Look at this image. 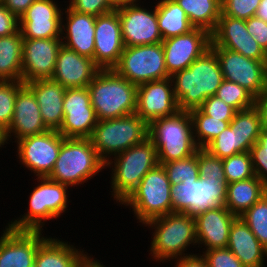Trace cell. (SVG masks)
<instances>
[{
	"instance_id": "6da1fadb",
	"label": "cell",
	"mask_w": 267,
	"mask_h": 267,
	"mask_svg": "<svg viewBox=\"0 0 267 267\" xmlns=\"http://www.w3.org/2000/svg\"><path fill=\"white\" fill-rule=\"evenodd\" d=\"M179 111L198 109L210 96L216 94L223 78L218 58L210 47L188 68L171 77Z\"/></svg>"
},
{
	"instance_id": "7a4b0ae2",
	"label": "cell",
	"mask_w": 267,
	"mask_h": 267,
	"mask_svg": "<svg viewBox=\"0 0 267 267\" xmlns=\"http://www.w3.org/2000/svg\"><path fill=\"white\" fill-rule=\"evenodd\" d=\"M144 226L153 233L149 248L153 261L165 263L194 254L185 253L188 247L197 246L194 215L174 212L151 219Z\"/></svg>"
},
{
	"instance_id": "3957f363",
	"label": "cell",
	"mask_w": 267,
	"mask_h": 267,
	"mask_svg": "<svg viewBox=\"0 0 267 267\" xmlns=\"http://www.w3.org/2000/svg\"><path fill=\"white\" fill-rule=\"evenodd\" d=\"M87 88L98 121L136 112L138 86L113 69L100 70Z\"/></svg>"
},
{
	"instance_id": "277c9868",
	"label": "cell",
	"mask_w": 267,
	"mask_h": 267,
	"mask_svg": "<svg viewBox=\"0 0 267 267\" xmlns=\"http://www.w3.org/2000/svg\"><path fill=\"white\" fill-rule=\"evenodd\" d=\"M159 164L154 143L146 138L112 157L105 167L111 169V197L119 205L133 192L144 175Z\"/></svg>"
},
{
	"instance_id": "5b68a950",
	"label": "cell",
	"mask_w": 267,
	"mask_h": 267,
	"mask_svg": "<svg viewBox=\"0 0 267 267\" xmlns=\"http://www.w3.org/2000/svg\"><path fill=\"white\" fill-rule=\"evenodd\" d=\"M29 195L27 212L6 225L14 230L43 231L47 220H56L68 210L69 186L49 177H37ZM63 213V214H62Z\"/></svg>"
},
{
	"instance_id": "8992f818",
	"label": "cell",
	"mask_w": 267,
	"mask_h": 267,
	"mask_svg": "<svg viewBox=\"0 0 267 267\" xmlns=\"http://www.w3.org/2000/svg\"><path fill=\"white\" fill-rule=\"evenodd\" d=\"M89 138H64L49 178L77 188L106 169Z\"/></svg>"
},
{
	"instance_id": "52a82bcc",
	"label": "cell",
	"mask_w": 267,
	"mask_h": 267,
	"mask_svg": "<svg viewBox=\"0 0 267 267\" xmlns=\"http://www.w3.org/2000/svg\"><path fill=\"white\" fill-rule=\"evenodd\" d=\"M148 138L155 145L161 165L185 159L199 149L193 137L191 116L186 111L152 120L148 124Z\"/></svg>"
},
{
	"instance_id": "ba28073f",
	"label": "cell",
	"mask_w": 267,
	"mask_h": 267,
	"mask_svg": "<svg viewBox=\"0 0 267 267\" xmlns=\"http://www.w3.org/2000/svg\"><path fill=\"white\" fill-rule=\"evenodd\" d=\"M171 183L161 164L149 170L133 192L120 204L132 208L137 223L174 213Z\"/></svg>"
},
{
	"instance_id": "9c48e42d",
	"label": "cell",
	"mask_w": 267,
	"mask_h": 267,
	"mask_svg": "<svg viewBox=\"0 0 267 267\" xmlns=\"http://www.w3.org/2000/svg\"><path fill=\"white\" fill-rule=\"evenodd\" d=\"M148 138V124L136 113L98 121L90 136L92 146L107 163L115 155Z\"/></svg>"
},
{
	"instance_id": "30bf717a",
	"label": "cell",
	"mask_w": 267,
	"mask_h": 267,
	"mask_svg": "<svg viewBox=\"0 0 267 267\" xmlns=\"http://www.w3.org/2000/svg\"><path fill=\"white\" fill-rule=\"evenodd\" d=\"M113 70L136 86L170 77L162 43L125 47Z\"/></svg>"
},
{
	"instance_id": "8fae6325",
	"label": "cell",
	"mask_w": 267,
	"mask_h": 267,
	"mask_svg": "<svg viewBox=\"0 0 267 267\" xmlns=\"http://www.w3.org/2000/svg\"><path fill=\"white\" fill-rule=\"evenodd\" d=\"M227 195L226 180L199 178L197 181L182 182L171 190L174 212L195 215L196 213L224 205Z\"/></svg>"
},
{
	"instance_id": "7c38bea8",
	"label": "cell",
	"mask_w": 267,
	"mask_h": 267,
	"mask_svg": "<svg viewBox=\"0 0 267 267\" xmlns=\"http://www.w3.org/2000/svg\"><path fill=\"white\" fill-rule=\"evenodd\" d=\"M15 143L16 156L21 167H25L37 177H49L59 156L63 136L57 130H48L22 138Z\"/></svg>"
},
{
	"instance_id": "4fadbf2b",
	"label": "cell",
	"mask_w": 267,
	"mask_h": 267,
	"mask_svg": "<svg viewBox=\"0 0 267 267\" xmlns=\"http://www.w3.org/2000/svg\"><path fill=\"white\" fill-rule=\"evenodd\" d=\"M210 47L218 58L225 80L239 84L255 98L267 92L266 60H253L229 49Z\"/></svg>"
},
{
	"instance_id": "5bb4252c",
	"label": "cell",
	"mask_w": 267,
	"mask_h": 267,
	"mask_svg": "<svg viewBox=\"0 0 267 267\" xmlns=\"http://www.w3.org/2000/svg\"><path fill=\"white\" fill-rule=\"evenodd\" d=\"M141 4L117 7L125 47L162 43L159 32L156 5L153 9Z\"/></svg>"
},
{
	"instance_id": "9a60e30c",
	"label": "cell",
	"mask_w": 267,
	"mask_h": 267,
	"mask_svg": "<svg viewBox=\"0 0 267 267\" xmlns=\"http://www.w3.org/2000/svg\"><path fill=\"white\" fill-rule=\"evenodd\" d=\"M63 111V122L57 131L64 138H90L98 120L88 88H67Z\"/></svg>"
},
{
	"instance_id": "2e32d148",
	"label": "cell",
	"mask_w": 267,
	"mask_h": 267,
	"mask_svg": "<svg viewBox=\"0 0 267 267\" xmlns=\"http://www.w3.org/2000/svg\"><path fill=\"white\" fill-rule=\"evenodd\" d=\"M211 34L202 28L162 41L165 66L171 77L182 71L210 48Z\"/></svg>"
},
{
	"instance_id": "e0dca14e",
	"label": "cell",
	"mask_w": 267,
	"mask_h": 267,
	"mask_svg": "<svg viewBox=\"0 0 267 267\" xmlns=\"http://www.w3.org/2000/svg\"><path fill=\"white\" fill-rule=\"evenodd\" d=\"M61 38H23L22 82L52 79Z\"/></svg>"
},
{
	"instance_id": "ac0fdd59",
	"label": "cell",
	"mask_w": 267,
	"mask_h": 267,
	"mask_svg": "<svg viewBox=\"0 0 267 267\" xmlns=\"http://www.w3.org/2000/svg\"><path fill=\"white\" fill-rule=\"evenodd\" d=\"M3 232V233H2ZM0 235V267H34L42 231L14 230L5 226Z\"/></svg>"
},
{
	"instance_id": "d6986e66",
	"label": "cell",
	"mask_w": 267,
	"mask_h": 267,
	"mask_svg": "<svg viewBox=\"0 0 267 267\" xmlns=\"http://www.w3.org/2000/svg\"><path fill=\"white\" fill-rule=\"evenodd\" d=\"M178 111L170 77L138 86L135 113L147 124L156 118L172 116Z\"/></svg>"
},
{
	"instance_id": "ffe728a7",
	"label": "cell",
	"mask_w": 267,
	"mask_h": 267,
	"mask_svg": "<svg viewBox=\"0 0 267 267\" xmlns=\"http://www.w3.org/2000/svg\"><path fill=\"white\" fill-rule=\"evenodd\" d=\"M63 10L55 0H35L19 19L22 37L61 38Z\"/></svg>"
},
{
	"instance_id": "44dd1931",
	"label": "cell",
	"mask_w": 267,
	"mask_h": 267,
	"mask_svg": "<svg viewBox=\"0 0 267 267\" xmlns=\"http://www.w3.org/2000/svg\"><path fill=\"white\" fill-rule=\"evenodd\" d=\"M94 62L101 70L113 69L125 48L117 10L96 16Z\"/></svg>"
},
{
	"instance_id": "7402d4cb",
	"label": "cell",
	"mask_w": 267,
	"mask_h": 267,
	"mask_svg": "<svg viewBox=\"0 0 267 267\" xmlns=\"http://www.w3.org/2000/svg\"><path fill=\"white\" fill-rule=\"evenodd\" d=\"M210 46L229 49L253 60L267 59V53L248 33L245 20L224 16L222 13L211 33Z\"/></svg>"
},
{
	"instance_id": "603a6c76",
	"label": "cell",
	"mask_w": 267,
	"mask_h": 267,
	"mask_svg": "<svg viewBox=\"0 0 267 267\" xmlns=\"http://www.w3.org/2000/svg\"><path fill=\"white\" fill-rule=\"evenodd\" d=\"M194 216L198 248L204 246L202 250L206 251L227 247L230 228L237 216L224 205L200 211Z\"/></svg>"
},
{
	"instance_id": "cb8c5ba5",
	"label": "cell",
	"mask_w": 267,
	"mask_h": 267,
	"mask_svg": "<svg viewBox=\"0 0 267 267\" xmlns=\"http://www.w3.org/2000/svg\"><path fill=\"white\" fill-rule=\"evenodd\" d=\"M66 7L62 13V45L94 61L96 16Z\"/></svg>"
},
{
	"instance_id": "d4e9b609",
	"label": "cell",
	"mask_w": 267,
	"mask_h": 267,
	"mask_svg": "<svg viewBox=\"0 0 267 267\" xmlns=\"http://www.w3.org/2000/svg\"><path fill=\"white\" fill-rule=\"evenodd\" d=\"M33 92L24 85L15 98L14 114L9 129L5 132L7 144L22 138L47 132ZM14 136V138L12 137ZM15 141H11L13 139Z\"/></svg>"
},
{
	"instance_id": "484cf974",
	"label": "cell",
	"mask_w": 267,
	"mask_h": 267,
	"mask_svg": "<svg viewBox=\"0 0 267 267\" xmlns=\"http://www.w3.org/2000/svg\"><path fill=\"white\" fill-rule=\"evenodd\" d=\"M101 69L95 62L62 45L57 54L52 80L64 88H83Z\"/></svg>"
},
{
	"instance_id": "4316f807",
	"label": "cell",
	"mask_w": 267,
	"mask_h": 267,
	"mask_svg": "<svg viewBox=\"0 0 267 267\" xmlns=\"http://www.w3.org/2000/svg\"><path fill=\"white\" fill-rule=\"evenodd\" d=\"M33 92L43 123L49 130H58L63 122V100L66 88L52 79L25 83Z\"/></svg>"
},
{
	"instance_id": "83f0119b",
	"label": "cell",
	"mask_w": 267,
	"mask_h": 267,
	"mask_svg": "<svg viewBox=\"0 0 267 267\" xmlns=\"http://www.w3.org/2000/svg\"><path fill=\"white\" fill-rule=\"evenodd\" d=\"M227 248L244 267H266L267 249L240 217H237L231 225Z\"/></svg>"
},
{
	"instance_id": "f1b7e54d",
	"label": "cell",
	"mask_w": 267,
	"mask_h": 267,
	"mask_svg": "<svg viewBox=\"0 0 267 267\" xmlns=\"http://www.w3.org/2000/svg\"><path fill=\"white\" fill-rule=\"evenodd\" d=\"M68 242L48 236L37 249L34 267H79L88 252Z\"/></svg>"
},
{
	"instance_id": "f546056e",
	"label": "cell",
	"mask_w": 267,
	"mask_h": 267,
	"mask_svg": "<svg viewBox=\"0 0 267 267\" xmlns=\"http://www.w3.org/2000/svg\"><path fill=\"white\" fill-rule=\"evenodd\" d=\"M263 195L265 185L257 177L227 184V195L224 206L235 216L240 217L251 208Z\"/></svg>"
},
{
	"instance_id": "4dcf8cb0",
	"label": "cell",
	"mask_w": 267,
	"mask_h": 267,
	"mask_svg": "<svg viewBox=\"0 0 267 267\" xmlns=\"http://www.w3.org/2000/svg\"><path fill=\"white\" fill-rule=\"evenodd\" d=\"M154 4L159 32L163 40L189 33L195 28L175 0H159Z\"/></svg>"
},
{
	"instance_id": "1f68e13d",
	"label": "cell",
	"mask_w": 267,
	"mask_h": 267,
	"mask_svg": "<svg viewBox=\"0 0 267 267\" xmlns=\"http://www.w3.org/2000/svg\"><path fill=\"white\" fill-rule=\"evenodd\" d=\"M22 49L20 30L0 37V80L22 81Z\"/></svg>"
},
{
	"instance_id": "d6a6232c",
	"label": "cell",
	"mask_w": 267,
	"mask_h": 267,
	"mask_svg": "<svg viewBox=\"0 0 267 267\" xmlns=\"http://www.w3.org/2000/svg\"><path fill=\"white\" fill-rule=\"evenodd\" d=\"M195 28L215 30L221 16V0H175Z\"/></svg>"
},
{
	"instance_id": "836d02e7",
	"label": "cell",
	"mask_w": 267,
	"mask_h": 267,
	"mask_svg": "<svg viewBox=\"0 0 267 267\" xmlns=\"http://www.w3.org/2000/svg\"><path fill=\"white\" fill-rule=\"evenodd\" d=\"M229 125L240 135L242 153L249 152L261 134L262 121L260 112L255 105L244 110L236 111Z\"/></svg>"
},
{
	"instance_id": "e575fe53",
	"label": "cell",
	"mask_w": 267,
	"mask_h": 267,
	"mask_svg": "<svg viewBox=\"0 0 267 267\" xmlns=\"http://www.w3.org/2000/svg\"><path fill=\"white\" fill-rule=\"evenodd\" d=\"M193 137L198 148H205L231 121H221L204 114L199 108L189 111Z\"/></svg>"
},
{
	"instance_id": "d590c367",
	"label": "cell",
	"mask_w": 267,
	"mask_h": 267,
	"mask_svg": "<svg viewBox=\"0 0 267 267\" xmlns=\"http://www.w3.org/2000/svg\"><path fill=\"white\" fill-rule=\"evenodd\" d=\"M162 166L166 170L172 187L182 182L197 181L199 179L198 150L185 159L165 162Z\"/></svg>"
},
{
	"instance_id": "8d00e7d4",
	"label": "cell",
	"mask_w": 267,
	"mask_h": 267,
	"mask_svg": "<svg viewBox=\"0 0 267 267\" xmlns=\"http://www.w3.org/2000/svg\"><path fill=\"white\" fill-rule=\"evenodd\" d=\"M240 218L248 225L259 242L267 249V197L263 195Z\"/></svg>"
},
{
	"instance_id": "74e56055",
	"label": "cell",
	"mask_w": 267,
	"mask_h": 267,
	"mask_svg": "<svg viewBox=\"0 0 267 267\" xmlns=\"http://www.w3.org/2000/svg\"><path fill=\"white\" fill-rule=\"evenodd\" d=\"M227 105L233 107L236 111L244 110L255 105V97L244 87L235 82L223 80L215 94Z\"/></svg>"
},
{
	"instance_id": "f35d334b",
	"label": "cell",
	"mask_w": 267,
	"mask_h": 267,
	"mask_svg": "<svg viewBox=\"0 0 267 267\" xmlns=\"http://www.w3.org/2000/svg\"><path fill=\"white\" fill-rule=\"evenodd\" d=\"M226 183L230 184L255 176L250 152H243L222 159Z\"/></svg>"
},
{
	"instance_id": "ab89813d",
	"label": "cell",
	"mask_w": 267,
	"mask_h": 267,
	"mask_svg": "<svg viewBox=\"0 0 267 267\" xmlns=\"http://www.w3.org/2000/svg\"><path fill=\"white\" fill-rule=\"evenodd\" d=\"M211 155L224 159L232 155L242 153L240 135L230 125L226 127L205 148Z\"/></svg>"
},
{
	"instance_id": "60d3db41",
	"label": "cell",
	"mask_w": 267,
	"mask_h": 267,
	"mask_svg": "<svg viewBox=\"0 0 267 267\" xmlns=\"http://www.w3.org/2000/svg\"><path fill=\"white\" fill-rule=\"evenodd\" d=\"M25 84L22 81L0 80V128L6 132L13 118L15 98Z\"/></svg>"
},
{
	"instance_id": "b9f144b4",
	"label": "cell",
	"mask_w": 267,
	"mask_h": 267,
	"mask_svg": "<svg viewBox=\"0 0 267 267\" xmlns=\"http://www.w3.org/2000/svg\"><path fill=\"white\" fill-rule=\"evenodd\" d=\"M249 152L255 176L267 185V127H262L257 142Z\"/></svg>"
},
{
	"instance_id": "7bdbcfd3",
	"label": "cell",
	"mask_w": 267,
	"mask_h": 267,
	"mask_svg": "<svg viewBox=\"0 0 267 267\" xmlns=\"http://www.w3.org/2000/svg\"><path fill=\"white\" fill-rule=\"evenodd\" d=\"M198 171L199 178L226 180L222 159L211 155L204 148L198 149Z\"/></svg>"
},
{
	"instance_id": "ee69618b",
	"label": "cell",
	"mask_w": 267,
	"mask_h": 267,
	"mask_svg": "<svg viewBox=\"0 0 267 267\" xmlns=\"http://www.w3.org/2000/svg\"><path fill=\"white\" fill-rule=\"evenodd\" d=\"M261 0H221V13L224 16L247 20L255 16Z\"/></svg>"
},
{
	"instance_id": "f6af8a7d",
	"label": "cell",
	"mask_w": 267,
	"mask_h": 267,
	"mask_svg": "<svg viewBox=\"0 0 267 267\" xmlns=\"http://www.w3.org/2000/svg\"><path fill=\"white\" fill-rule=\"evenodd\" d=\"M69 7L79 13L99 16L117 9L114 0H69Z\"/></svg>"
},
{
	"instance_id": "bcb514c9",
	"label": "cell",
	"mask_w": 267,
	"mask_h": 267,
	"mask_svg": "<svg viewBox=\"0 0 267 267\" xmlns=\"http://www.w3.org/2000/svg\"><path fill=\"white\" fill-rule=\"evenodd\" d=\"M199 109L206 115L221 121H232L236 110L213 95L204 100Z\"/></svg>"
},
{
	"instance_id": "7dc6e473",
	"label": "cell",
	"mask_w": 267,
	"mask_h": 267,
	"mask_svg": "<svg viewBox=\"0 0 267 267\" xmlns=\"http://www.w3.org/2000/svg\"><path fill=\"white\" fill-rule=\"evenodd\" d=\"M208 267H244L242 262L226 248L202 251Z\"/></svg>"
},
{
	"instance_id": "c3c4849f",
	"label": "cell",
	"mask_w": 267,
	"mask_h": 267,
	"mask_svg": "<svg viewBox=\"0 0 267 267\" xmlns=\"http://www.w3.org/2000/svg\"><path fill=\"white\" fill-rule=\"evenodd\" d=\"M245 22L248 33L267 53V23L256 16L248 18Z\"/></svg>"
},
{
	"instance_id": "681fc988",
	"label": "cell",
	"mask_w": 267,
	"mask_h": 267,
	"mask_svg": "<svg viewBox=\"0 0 267 267\" xmlns=\"http://www.w3.org/2000/svg\"><path fill=\"white\" fill-rule=\"evenodd\" d=\"M20 20L3 4H0V37L13 35L19 31Z\"/></svg>"
},
{
	"instance_id": "f907efd6",
	"label": "cell",
	"mask_w": 267,
	"mask_h": 267,
	"mask_svg": "<svg viewBox=\"0 0 267 267\" xmlns=\"http://www.w3.org/2000/svg\"><path fill=\"white\" fill-rule=\"evenodd\" d=\"M175 261L174 267H208L206 260L199 253L178 258Z\"/></svg>"
},
{
	"instance_id": "816d5d0a",
	"label": "cell",
	"mask_w": 267,
	"mask_h": 267,
	"mask_svg": "<svg viewBox=\"0 0 267 267\" xmlns=\"http://www.w3.org/2000/svg\"><path fill=\"white\" fill-rule=\"evenodd\" d=\"M35 0H2V4L19 19Z\"/></svg>"
},
{
	"instance_id": "f5cc1de1",
	"label": "cell",
	"mask_w": 267,
	"mask_h": 267,
	"mask_svg": "<svg viewBox=\"0 0 267 267\" xmlns=\"http://www.w3.org/2000/svg\"><path fill=\"white\" fill-rule=\"evenodd\" d=\"M255 106L260 112L262 127H267V92L255 98Z\"/></svg>"
},
{
	"instance_id": "db71d44e",
	"label": "cell",
	"mask_w": 267,
	"mask_h": 267,
	"mask_svg": "<svg viewBox=\"0 0 267 267\" xmlns=\"http://www.w3.org/2000/svg\"><path fill=\"white\" fill-rule=\"evenodd\" d=\"M94 259L93 256H89L88 253L86 256L82 259L81 264L79 267H106L103 262H100V260Z\"/></svg>"
},
{
	"instance_id": "11a10c76",
	"label": "cell",
	"mask_w": 267,
	"mask_h": 267,
	"mask_svg": "<svg viewBox=\"0 0 267 267\" xmlns=\"http://www.w3.org/2000/svg\"><path fill=\"white\" fill-rule=\"evenodd\" d=\"M255 16L267 23V0H261Z\"/></svg>"
},
{
	"instance_id": "9f6ffc18",
	"label": "cell",
	"mask_w": 267,
	"mask_h": 267,
	"mask_svg": "<svg viewBox=\"0 0 267 267\" xmlns=\"http://www.w3.org/2000/svg\"><path fill=\"white\" fill-rule=\"evenodd\" d=\"M117 7L127 4H141V0H114Z\"/></svg>"
},
{
	"instance_id": "6f0895ef",
	"label": "cell",
	"mask_w": 267,
	"mask_h": 267,
	"mask_svg": "<svg viewBox=\"0 0 267 267\" xmlns=\"http://www.w3.org/2000/svg\"><path fill=\"white\" fill-rule=\"evenodd\" d=\"M7 144L5 132L0 128V149Z\"/></svg>"
},
{
	"instance_id": "680465c9",
	"label": "cell",
	"mask_w": 267,
	"mask_h": 267,
	"mask_svg": "<svg viewBox=\"0 0 267 267\" xmlns=\"http://www.w3.org/2000/svg\"><path fill=\"white\" fill-rule=\"evenodd\" d=\"M266 84H267V59H266Z\"/></svg>"
},
{
	"instance_id": "91938a15",
	"label": "cell",
	"mask_w": 267,
	"mask_h": 267,
	"mask_svg": "<svg viewBox=\"0 0 267 267\" xmlns=\"http://www.w3.org/2000/svg\"><path fill=\"white\" fill-rule=\"evenodd\" d=\"M265 195L267 197V185H265Z\"/></svg>"
}]
</instances>
